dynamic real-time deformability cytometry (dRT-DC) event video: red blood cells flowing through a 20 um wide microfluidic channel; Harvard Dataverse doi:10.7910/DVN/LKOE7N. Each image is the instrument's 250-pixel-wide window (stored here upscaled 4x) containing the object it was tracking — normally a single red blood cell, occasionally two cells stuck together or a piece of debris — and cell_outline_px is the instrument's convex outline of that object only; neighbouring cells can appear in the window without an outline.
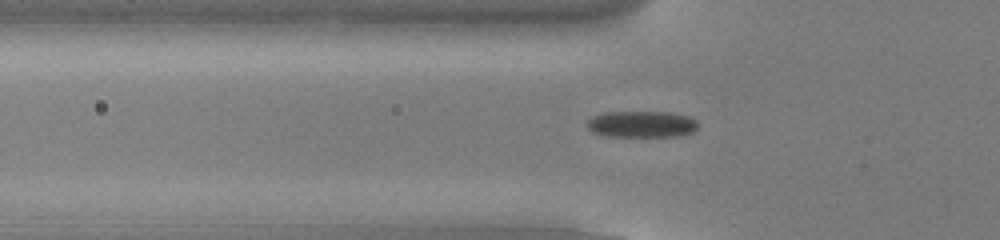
{"species": "common noctule bat (a hibernating species)", "species_latin": "Nyctalus noctula", "temperature_condition": "cold", "stored_images_in_passage": 54, "camera_frame_rate_fps": 3000, "um_per_image_px": 0.085, "animal": {"sex": "male", "body_mass_g": 13.0, "forearm_length_mm": 53.1}, "frame": {"image": 1, "passage_image": 18, "time_ms": 5.667, "image_size_px": [1000, 240], "cell_outline_px": [[700, 124], [692, 132], [680, 136], [604, 136], [592, 132], [588, 128], [588, 120], [592, 116], [604, 112], [672, 112], [688, 116], [696, 120]], "centroid_in_image_um": [54.55, 10.55], "position_along_channel_um": 71.2, "area_um2": 17.22}}
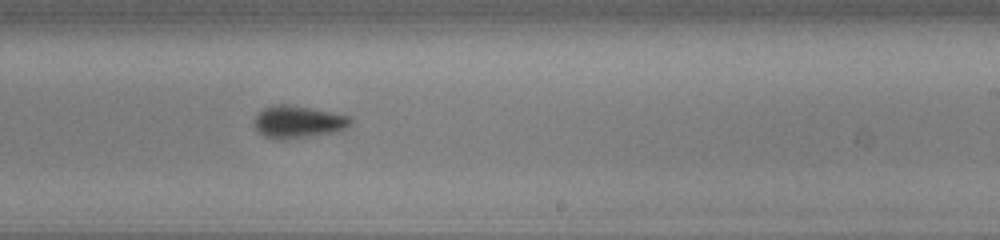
{"frame": {"image": 2, "passage_image": 33, "time_ms": 10.667, "image_size_px": [1000, 240], "cell_outline_px": [[352, 124], [336, 132], [284, 140], [280, 140], [264, 136], [256, 128], [252, 120], [264, 108], [272, 104], [284, 104], [308, 108], [348, 116], [352, 120]], "centroid_in_image_um": [25.3, 10.37], "position_along_channel_um": 263.7, "area_um2": 17.92}}
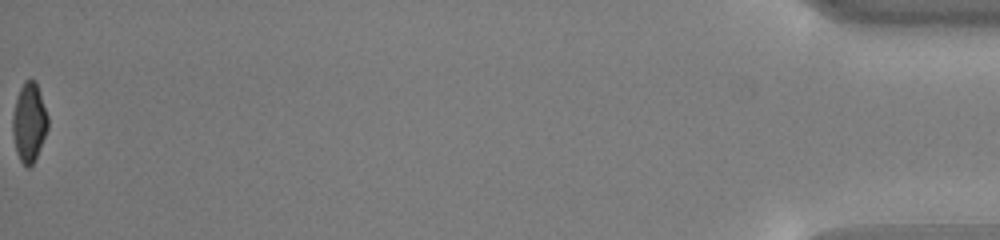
{"frame": {"image": 3, "passage_image": 54, "time_ms": 17.667, "image_size_px": [1000, 240], "cell_outline_px": [[48, 128], [36, 156], [32, 164], [28, 168], [20, 160], [16, 152], [12, 132], [12, 116], [16, 100], [20, 88], [24, 80], [36, 80], [48, 116]], "centroid_in_image_um": [2.47, 10.38], "position_along_channel_um": 432.7, "area_um2": 16.13}, "authors_computed_cell_mechanics": {"area_um2": 17.1666, "velocity_mm_per_s": 3.8594, "shape_relaxation_time_tau1_ms": 3.7541, "shape_relaxation_time_tau2_ms": 3.4242, "deformation_change_tau1": 0.1083, "deformation_change_tau2": 0.0589}}